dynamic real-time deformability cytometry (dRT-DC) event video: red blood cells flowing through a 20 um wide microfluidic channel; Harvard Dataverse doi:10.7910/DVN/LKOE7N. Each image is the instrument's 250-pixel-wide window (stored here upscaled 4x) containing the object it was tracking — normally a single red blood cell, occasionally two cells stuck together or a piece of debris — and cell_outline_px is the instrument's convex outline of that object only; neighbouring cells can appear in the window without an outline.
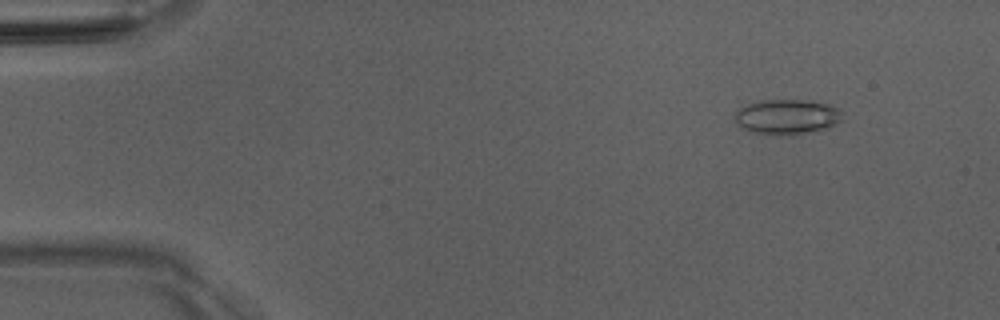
{"species": "Egyptian fruit bat (a non-hibernating species)", "species_latin": "Rousettus aegyptiacus", "temperature_condition": "room temperature", "stored_images_in_passage": 51, "camera_frame_rate_fps": 3000, "um_per_image_px": 0.085, "animal": {"sex": "male"}, "frame": {"image": 1, "passage_image": 6, "time_ms": 1.667, "image_size_px": [1000, 320], "cell_outline_px": [[844, 120], [828, 128], [816, 132], [792, 136], [772, 136], [748, 132], [736, 120], [736, 112], [740, 108], [748, 104], [764, 100], [804, 100], [832, 104], [840, 108], [844, 112]], "centroid_in_image_um": [67.01, 9.96], "position_along_channel_um": 18.0, "area_um2": 22.72}}
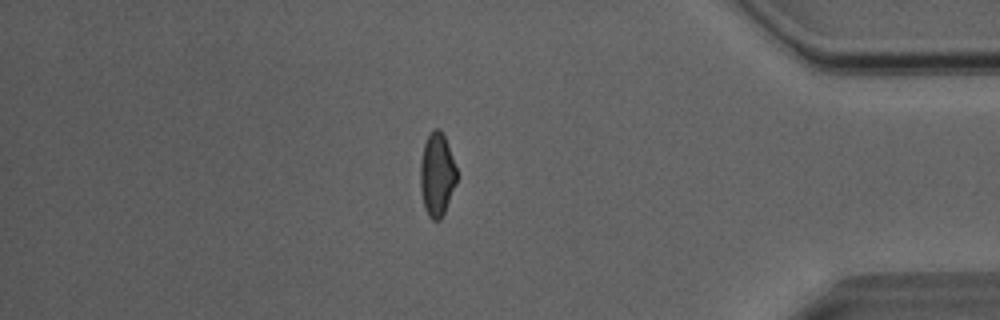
{"frame": {"image": 2, "passage_image": 44, "time_ms": 14.333, "image_size_px": [1000, 320], "cell_outline_px": [[456, 184], [444, 212], [440, 220], [432, 220], [428, 216], [424, 208], [420, 188], [420, 160], [424, 144], [428, 136], [436, 128], [440, 128], [444, 136], [456, 168]], "centroid_in_image_um": [37.12, 14.87], "position_along_channel_um": 398.1, "area_um2": 17.51}}
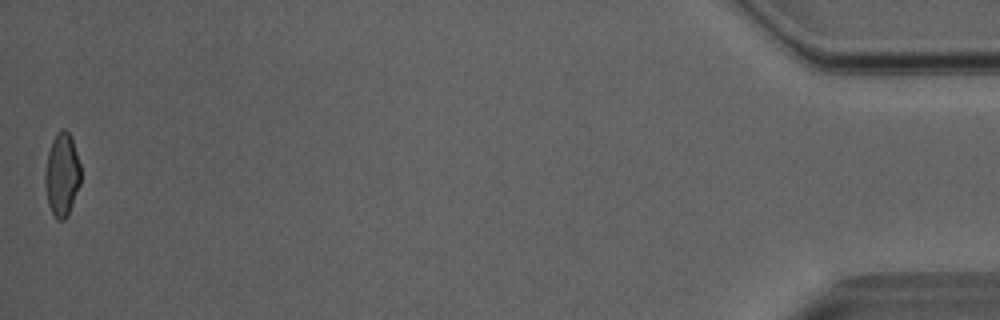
{"frame": {"image": 3, "passage_image": 51, "time_ms": 16.667, "image_size_px": [1000, 320], "cell_outline_px": [[80, 184], [68, 216], [64, 220], [56, 220], [48, 204], [44, 180], [44, 172], [48, 152], [52, 140], [56, 132], [60, 128], [64, 128], [68, 132], [72, 140], [80, 164]], "centroid_in_image_um": [5.25, 14.85], "position_along_channel_um": 429.9, "area_um2": 17.4}, "authors_computed_cell_mechanics": {"area_um2": 18.6694, "velocity_mm_per_s": 4.0839, "shape_relaxation_time_tau1_ms": 11.3883, "shape_relaxation_time_tau2_ms": 2.1371, "deformation_change_tau1": 0.2571, "deformation_change_tau2": 0.0871}}